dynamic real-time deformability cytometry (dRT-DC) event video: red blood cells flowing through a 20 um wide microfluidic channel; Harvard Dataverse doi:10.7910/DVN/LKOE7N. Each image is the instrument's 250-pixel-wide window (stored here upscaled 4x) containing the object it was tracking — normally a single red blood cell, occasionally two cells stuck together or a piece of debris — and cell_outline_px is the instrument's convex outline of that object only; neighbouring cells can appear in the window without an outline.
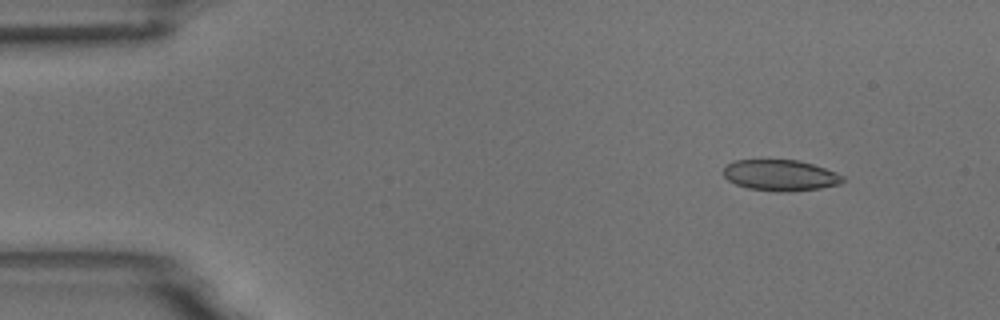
{"species": "common noctule bat (a hibernating species)", "species_latin": "Nyctalus noctula", "temperature_condition": "room temperature", "stored_images_in_passage": 6, "camera_frame_rate_fps": 3000, "um_per_image_px": 0.085, "animal": {"sex": "male", "body_mass_g": 18.8}, "frame": {"image": 1, "passage_image": 2, "time_ms": 0.333, "image_size_px": [1000, 320], "cell_outline_px": [[844, 180], [840, 184], [820, 188], [792, 192], [776, 192], [748, 188], [736, 184], [728, 180], [724, 176], [724, 168], [728, 164], [736, 160], [796, 160], [812, 164], [836, 172], [844, 176]], "centroid_in_image_um": [66.35, 14.91], "position_along_channel_um": 18.7, "area_um2": 21.56}}